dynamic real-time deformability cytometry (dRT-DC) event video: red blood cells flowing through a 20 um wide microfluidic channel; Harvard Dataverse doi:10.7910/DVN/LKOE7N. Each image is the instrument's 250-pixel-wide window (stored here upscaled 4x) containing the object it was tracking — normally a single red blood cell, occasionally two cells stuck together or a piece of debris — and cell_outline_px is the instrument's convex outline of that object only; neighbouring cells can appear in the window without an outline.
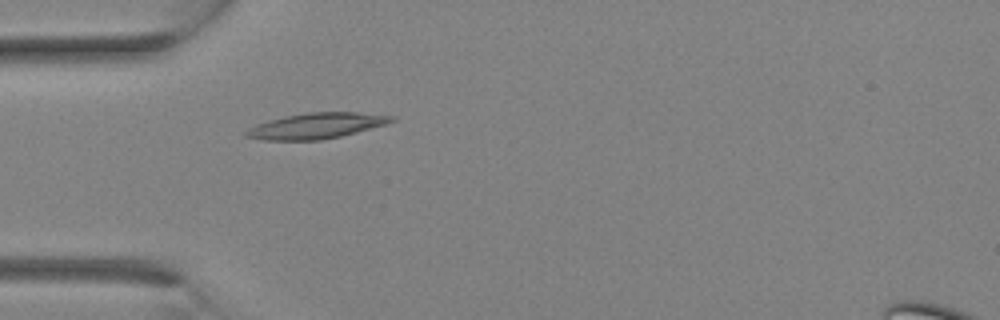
{"species": "Egyptian fruit bat (a non-hibernating species)", "species_latin": "Rousettus aegyptiacus", "temperature_condition": "room temperature", "stored_images_in_passage": 1, "camera_frame_rate_fps": 3000, "um_per_image_px": 0.085, "animal": {"sex": "female"}, "frame": {"image": 1, "passage_image": 1, "time_ms": 0.0, "image_size_px": [1000, 320], "cell_outline_px": [[396, 120], [384, 124], [356, 132], [340, 136], [320, 140], [264, 140], [244, 136], [244, 132], [256, 124], [268, 120], [284, 116], [304, 112], [356, 112], [396, 116]], "centroid_in_image_um": [26.86, 10.68], "position_along_channel_um": 58.1, "area_um2": 21.68}}